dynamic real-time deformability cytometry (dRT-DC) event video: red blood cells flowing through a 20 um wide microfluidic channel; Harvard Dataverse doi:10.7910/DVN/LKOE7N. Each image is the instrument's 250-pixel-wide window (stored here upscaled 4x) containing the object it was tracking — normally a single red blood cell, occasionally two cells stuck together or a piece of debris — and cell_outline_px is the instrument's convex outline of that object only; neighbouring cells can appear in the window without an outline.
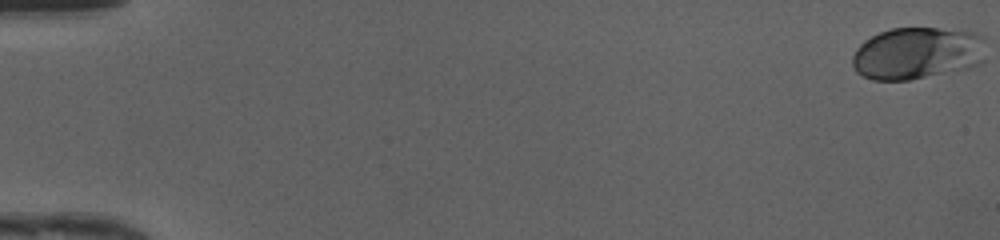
{"species": "human", "species_latin": "Homo sapiens", "temperature_condition": "cold", "stored_images_in_passage": 50, "camera_frame_rate_fps": 3000, "um_per_image_px": 0.085, "donor": {"sex": "female"}, "frame": {"image": 1, "passage_image": 1, "time_ms": 0.0, "image_size_px": [1000, 240], "cell_outline_px": [[984, 60], [980, 64], [972, 68], [908, 80], [872, 80], [856, 72], [852, 64], [852, 56], [856, 48], [864, 40], [880, 32], [892, 28], [936, 28], [976, 32], [984, 36]], "centroid_in_image_um": [77.98, 4.53], "position_along_channel_um": 7.0, "area_um2": 41.04}}
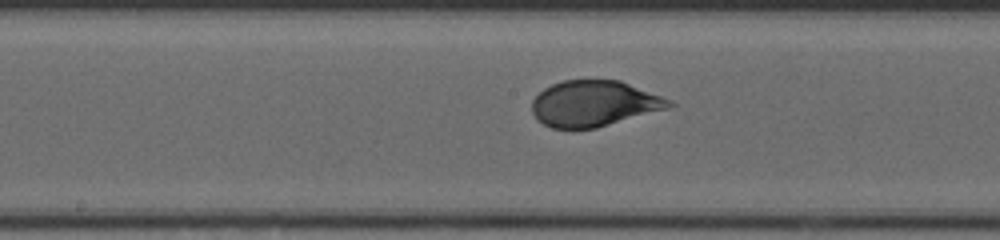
{"frame": {"image": 2, "passage_image": 27, "time_ms": 8.667, "image_size_px": [1000, 240], "cell_outline_px": [[676, 104], [672, 108], [596, 128], [552, 128], [536, 120], [532, 112], [532, 100], [544, 88], [552, 84], [564, 80], [620, 80], [672, 100]], "centroid_in_image_um": [50.53, 8.81], "position_along_channel_um": 197.7, "area_um2": 36.88}}
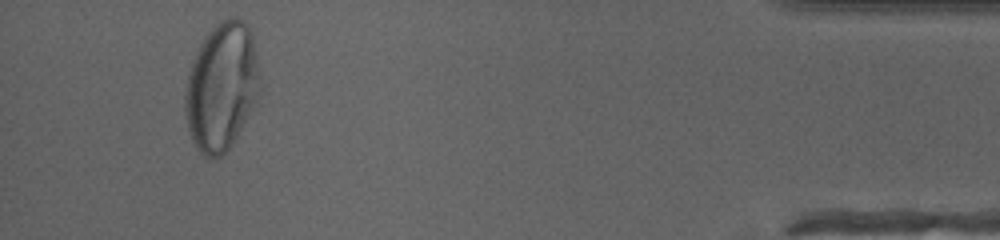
{"frame": {"image": 3, "passage_image": 47, "time_ms": 15.333, "image_size_px": [1000, 240], "cell_outline_px": [[260, 88], [256, 100], [252, 108], [236, 136], [228, 148], [220, 156], [204, 156], [196, 148], [192, 140], [188, 128], [184, 112], [184, 92], [188, 72], [192, 60], [204, 36], [220, 20], [228, 16], [236, 16], [248, 24], [252, 32]], "centroid_in_image_um": [18.8, 7.31], "position_along_channel_um": 416.4, "area_um2": 55.49}, "authors_computed_cell_mechanics": {"area_um2": 39.5063, "velocity_mm_per_s": 4.1972, "shape_relaxation_time_tau1_ms": 3.3744, "shape_relaxation_time_tau2_ms": null, "deformation_change_tau1": 0.1653, "deformation_change_tau2": null}}